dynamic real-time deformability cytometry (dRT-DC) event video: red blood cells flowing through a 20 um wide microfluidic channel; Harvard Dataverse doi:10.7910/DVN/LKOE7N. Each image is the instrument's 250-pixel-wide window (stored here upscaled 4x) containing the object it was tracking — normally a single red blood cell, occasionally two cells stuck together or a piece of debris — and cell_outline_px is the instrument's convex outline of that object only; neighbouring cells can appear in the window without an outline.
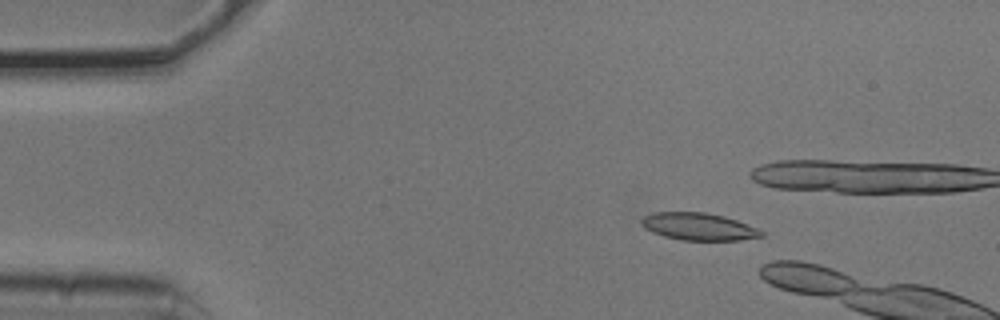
{"species": "common noctule bat (a hibernating species)", "species_latin": "Nyctalus noctula", "temperature_condition": "cold", "stored_images_in_passage": 4, "camera_frame_rate_fps": 3000, "um_per_image_px": 0.085, "animal": {"sex": "male", "body_mass_g": 20.5, "forearm_length_mm": 52.5}, "frame": {"image": 1, "passage_image": 2, "time_ms": 0.333, "image_size_px": [1000, 320], "cell_outline_px": [[764, 236], [740, 240], [680, 240], [664, 236], [652, 232], [644, 228], [640, 224], [640, 220], [644, 216], [652, 212], [704, 212], [724, 216], [736, 220], [756, 228], [764, 232]], "centroid_in_image_um": [59.34, 19.26], "position_along_channel_um": 25.7, "area_um2": 19.13}}